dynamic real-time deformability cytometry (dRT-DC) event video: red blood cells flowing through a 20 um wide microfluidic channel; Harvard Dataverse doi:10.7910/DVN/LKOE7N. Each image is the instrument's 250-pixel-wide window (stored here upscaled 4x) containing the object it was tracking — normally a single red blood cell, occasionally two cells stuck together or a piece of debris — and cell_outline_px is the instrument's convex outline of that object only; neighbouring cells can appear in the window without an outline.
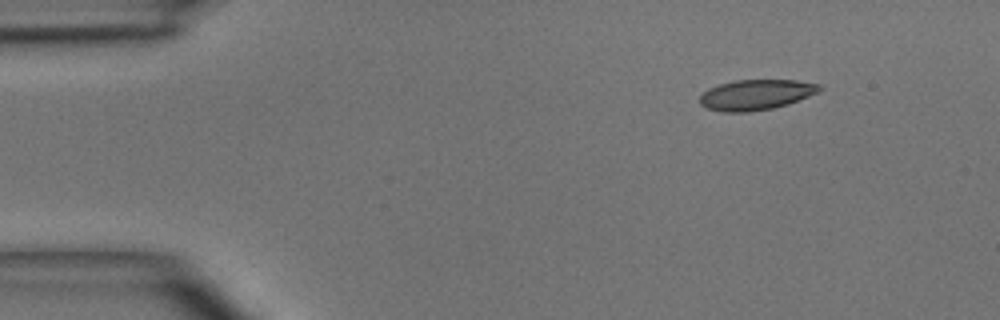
{"species": "common noctule bat (a hibernating species)", "species_latin": "Nyctalus noctula", "temperature_condition": "room temperature", "stored_images_in_passage": 3, "camera_frame_rate_fps": 3000, "um_per_image_px": 0.085, "animal": {"sex": "male", "body_mass_g": 15.6}, "frame": {"image": 1, "passage_image": 1, "time_ms": 0.0, "image_size_px": [1000, 320], "cell_outline_px": [[824, 88], [820, 92], [788, 104], [772, 108], [748, 112], [724, 112], [708, 108], [700, 104], [700, 96], [708, 88], [720, 84], [736, 80], [796, 80], [820, 84]], "centroid_in_image_um": [64.3, 8.05], "position_along_channel_um": 20.7, "area_um2": 21.21}}